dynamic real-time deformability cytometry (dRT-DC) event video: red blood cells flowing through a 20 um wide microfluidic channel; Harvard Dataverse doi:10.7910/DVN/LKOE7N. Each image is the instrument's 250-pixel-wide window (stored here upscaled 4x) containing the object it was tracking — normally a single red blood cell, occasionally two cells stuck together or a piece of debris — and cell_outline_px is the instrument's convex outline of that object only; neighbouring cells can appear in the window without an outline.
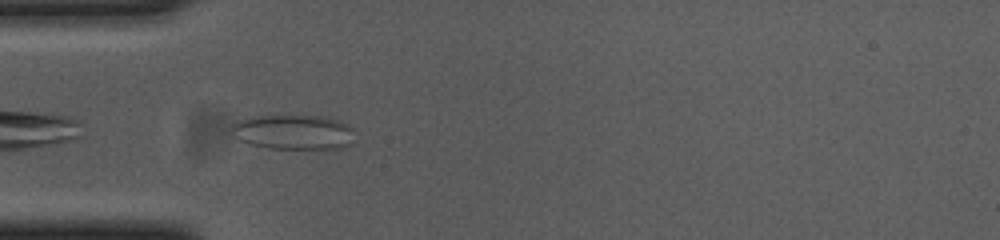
{"species": "common noctule bat (a hibernating species)", "species_latin": "Nyctalus noctula", "temperature_condition": "cold", "stored_images_in_passage": 38, "camera_frame_rate_fps": 3000, "um_per_image_px": 0.085, "animal": {"sex": "female", "body_mass_g": 23.0, "forearm_length_mm": 53.4}, "frame": {"image": 1, "passage_image": 2, "time_ms": 0.333, "image_size_px": [1000, 240], "cell_outline_px": [[352, 128], [348, 144], [344, 148], [268, 148], [248, 144], [240, 140], [228, 132], [232, 124], [236, 120], [248, 116], [320, 116], [340, 120]], "centroid_in_image_um": [24.81, 11.21], "position_along_channel_um": 60.2, "area_um2": 24.91}}
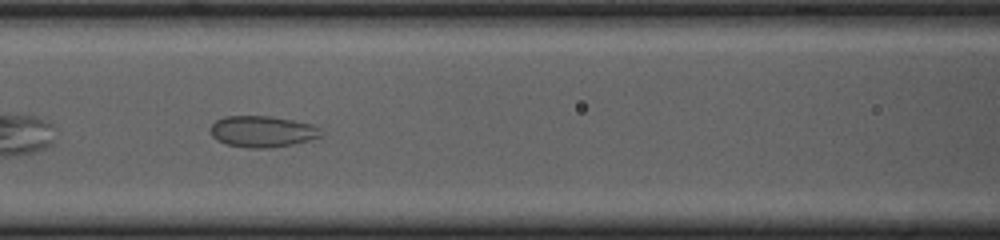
{"frame": {"image": 2, "passage_image": 9, "time_ms": 2.667, "image_size_px": [1000, 240], "cell_outline_px": [[320, 136], [308, 140], [292, 144], [268, 148], [248, 148], [228, 144], [216, 140], [212, 136], [212, 124], [216, 120], [224, 116], [272, 116], [312, 124], [320, 128]], "centroid_in_image_um": [22.28, 11.17], "position_along_channel_um": 144.3, "area_um2": 19.94}}
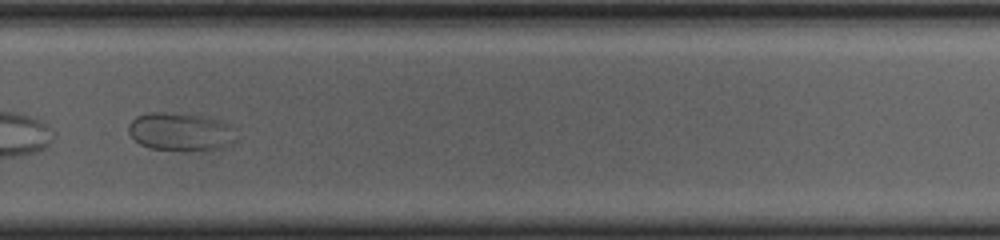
{"frame": {"image": 3, "passage_image": 23, "time_ms": 7.333, "image_size_px": [1000, 240], "cell_outline_px": [[232, 144], [224, 148], [188, 152], [148, 148], [140, 144], [128, 132], [128, 124], [136, 116], [152, 112], [164, 112], [208, 116], [232, 124]], "centroid_in_image_um": [15.34, 11.21], "position_along_channel_um": 314.5, "area_um2": 24.33}}